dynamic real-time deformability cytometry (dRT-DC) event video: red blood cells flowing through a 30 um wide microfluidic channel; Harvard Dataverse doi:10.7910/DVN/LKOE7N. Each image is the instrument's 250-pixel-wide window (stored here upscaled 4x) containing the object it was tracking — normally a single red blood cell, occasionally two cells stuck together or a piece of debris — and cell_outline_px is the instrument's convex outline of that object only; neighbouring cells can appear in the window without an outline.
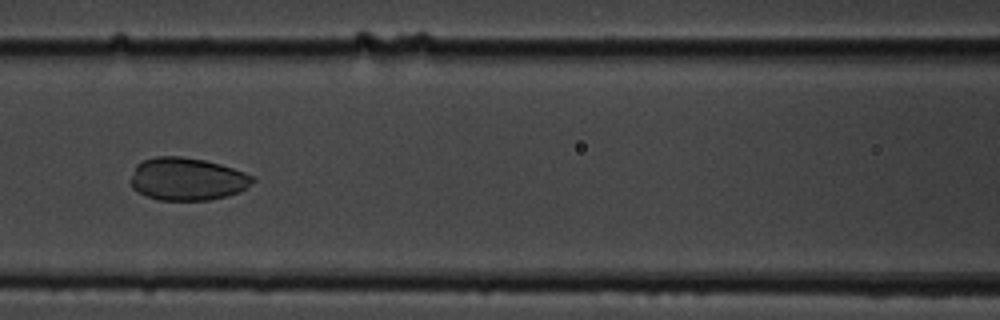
{"species": "common noctule bat (a hibernating species)", "species_latin": "Nyctalus noctula", "temperature_condition": "cold", "stored_images_in_passage": 9, "camera_frame_rate_fps": 3000, "um_per_image_px": 0.085, "animal": {"sex": "male", "body_mass_g": 19.5, "forearm_length_mm": 54.6}, "frame": {"image": 1, "passage_image": 8, "time_ms": 8.0, "image_size_px": [1000, 320], "cell_outline_px": [[256, 180], [240, 192], [228, 196], [208, 200], [156, 200], [132, 188], [128, 180], [136, 164], [144, 160], [156, 156], [180, 156], [204, 160], [220, 164], [244, 172], [252, 176]], "centroid_in_image_um": [15.88, 15.22], "position_along_channel_um": 150.7, "area_um2": 30.52}}
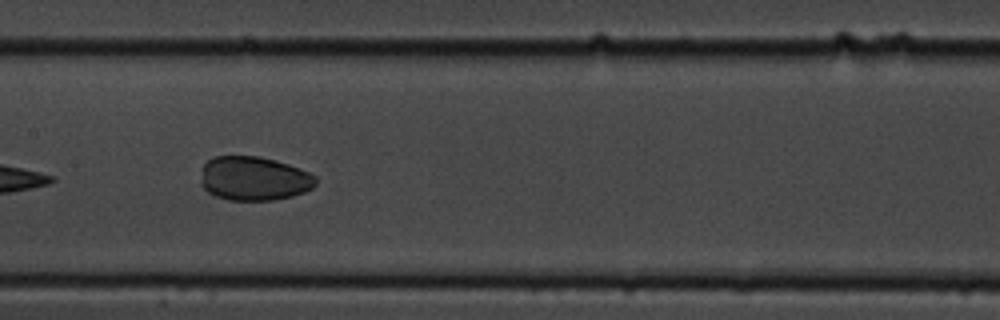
{"frame": {"image": 2, "passage_image": 9, "time_ms": 9.0, "image_size_px": [1000, 320], "cell_outline_px": [[316, 184], [312, 188], [304, 192], [292, 196], [272, 200], [228, 200], [216, 196], [208, 192], [200, 184], [200, 180], [204, 164], [208, 160], [216, 156], [260, 156], [276, 160], [300, 168], [316, 176]], "centroid_in_image_um": [21.58, 15.17], "position_along_channel_um": 185.8, "area_um2": 29.65}}